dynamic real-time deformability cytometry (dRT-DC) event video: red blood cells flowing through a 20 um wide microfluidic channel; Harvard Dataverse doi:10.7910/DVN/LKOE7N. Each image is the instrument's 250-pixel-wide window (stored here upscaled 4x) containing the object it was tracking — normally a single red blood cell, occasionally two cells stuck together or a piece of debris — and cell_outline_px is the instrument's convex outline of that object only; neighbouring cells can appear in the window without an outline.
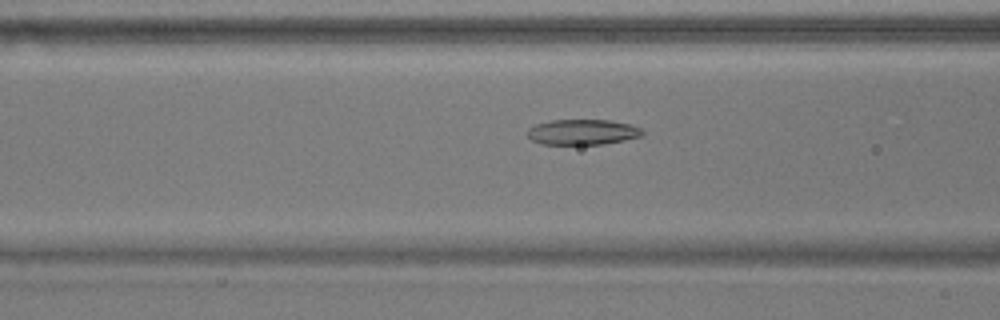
{"species": "common noctule bat (a hibernating species)", "species_latin": "Nyctalus noctula", "temperature_condition": "warm", "stored_images_in_passage": 53, "camera_frame_rate_fps": 3000, "um_per_image_px": 0.085, "animal": {"sex": "male", "body_mass_g": 17.9}, "frame": {"image": 1, "passage_image": 20, "time_ms": 6.333, "image_size_px": [1000, 320], "cell_outline_px": [[644, 132], [640, 136], [624, 140], [604, 144], [544, 144], [532, 140], [528, 136], [528, 128], [536, 124], [552, 120], [612, 120], [628, 124], [640, 128]], "centroid_in_image_um": [49.51, 11.22], "position_along_channel_um": 117.1, "area_um2": 16.88}}
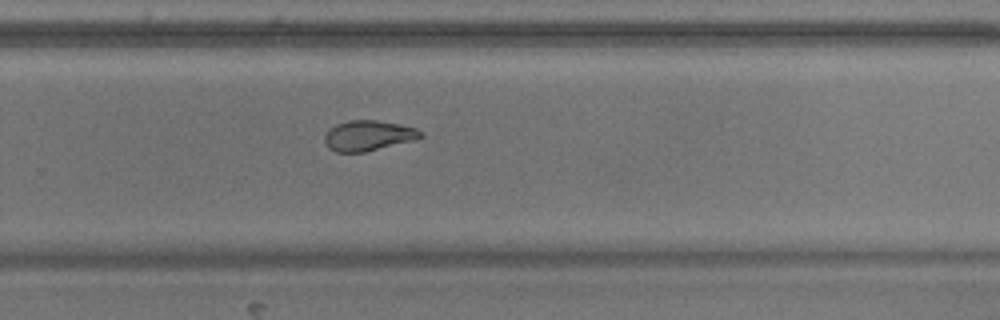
{"frame": {"image": 2, "passage_image": 35, "time_ms": 11.333, "image_size_px": [1000, 320], "cell_outline_px": [[424, 136], [412, 140], [364, 152], [336, 152], [328, 148], [324, 140], [324, 136], [336, 124], [352, 120], [376, 120], [400, 124], [416, 128], [424, 132]], "centroid_in_image_um": [31.31, 11.52], "position_along_channel_um": 298.5, "area_um2": 16.76}}
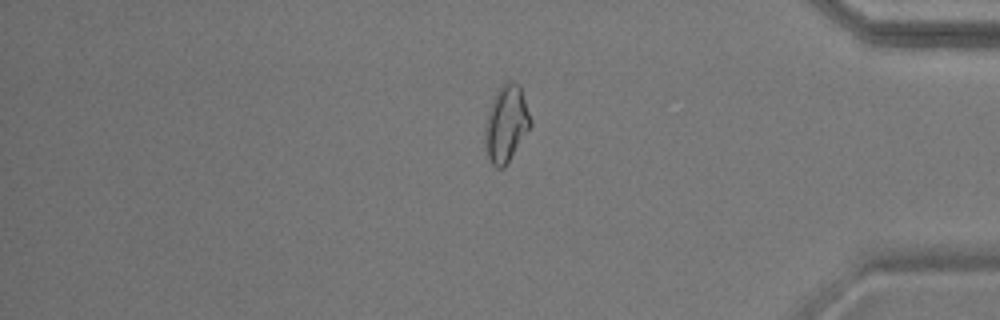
{"frame": {"image": 3, "passage_image": 45, "time_ms": 14.667, "image_size_px": [1000, 320], "cell_outline_px": [[532, 124], [504, 168], [496, 168], [492, 164], [488, 156], [484, 144], [484, 128], [488, 112], [492, 100], [500, 84], [508, 80], [520, 84], [532, 120]], "centroid_in_image_um": [43.02, 10.48], "position_along_channel_um": 392.2, "area_um2": 20.46}, "authors_computed_cell_mechanics": {"area_um2": 18.8428, "velocity_mm_per_s": 3.6307, "shape_relaxation_time_tau1_ms": 8.7684, "shape_relaxation_time_tau2_ms": 2.5717, "deformation_change_tau1": 0.2437, "deformation_change_tau2": 0.0839}}